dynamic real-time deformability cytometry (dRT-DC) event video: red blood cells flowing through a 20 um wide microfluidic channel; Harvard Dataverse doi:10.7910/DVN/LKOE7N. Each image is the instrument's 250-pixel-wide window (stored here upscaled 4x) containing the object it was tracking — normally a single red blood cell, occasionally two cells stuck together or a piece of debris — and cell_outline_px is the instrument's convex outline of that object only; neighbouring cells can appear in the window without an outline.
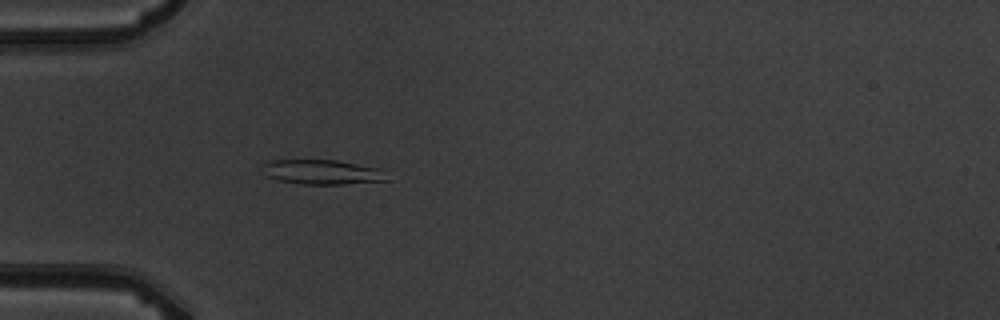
{"species": "common noctule bat (a hibernating species)", "species_latin": "Nyctalus noctula", "temperature_condition": "warm", "stored_images_in_passage": 3, "camera_frame_rate_fps": 3000, "um_per_image_px": 0.085, "animal": {"sex": "male", "body_mass_g": 19.5, "forearm_length_mm": 54.6}, "frame": {"image": 1, "passage_image": 3, "time_ms": 2.0, "image_size_px": [1000, 320], "cell_outline_px": [[388, 180], [344, 184], [300, 184], [280, 180], [268, 176], [260, 172], [260, 164], [264, 160], [336, 160], [380, 168]], "centroid_in_image_um": [27.27, 14.61], "position_along_channel_um": 57.7, "area_um2": 18.03}}